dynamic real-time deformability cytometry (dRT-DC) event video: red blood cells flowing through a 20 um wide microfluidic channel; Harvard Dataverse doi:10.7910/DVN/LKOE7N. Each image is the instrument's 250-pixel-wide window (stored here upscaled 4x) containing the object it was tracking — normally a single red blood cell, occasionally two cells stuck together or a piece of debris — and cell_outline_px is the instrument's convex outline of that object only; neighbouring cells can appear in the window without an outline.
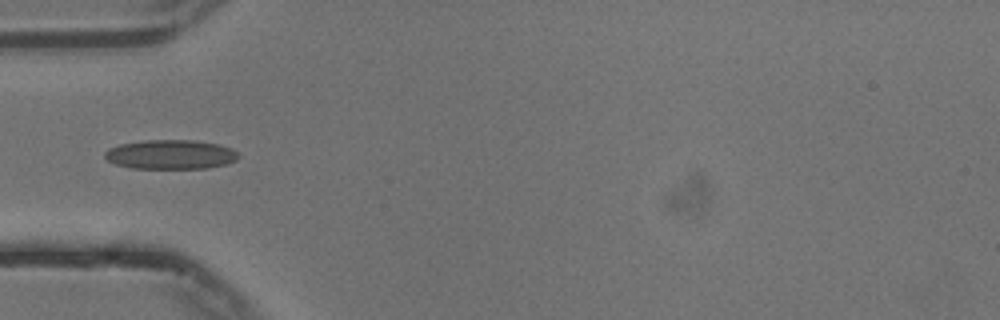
{"species": "common noctule bat (a hibernating species)", "species_latin": "Nyctalus noctula", "temperature_condition": "cold", "stored_images_in_passage": 15, "camera_frame_rate_fps": 3000, "um_per_image_px": 0.085, "animal": {"sex": "male", "body_mass_g": 13.3}, "frame": {"image": 1, "passage_image": 1, "time_ms": 0.0, "image_size_px": [1000, 320], "cell_outline_px": [[240, 156], [236, 160], [228, 164], [208, 168], [132, 168], [116, 164], [108, 160], [104, 156], [104, 152], [108, 148], [120, 144], [144, 140], [192, 140], [220, 144], [232, 148]], "centroid_in_image_um": [14.52, 13.13], "position_along_channel_um": 70.5, "area_um2": 22.95}}
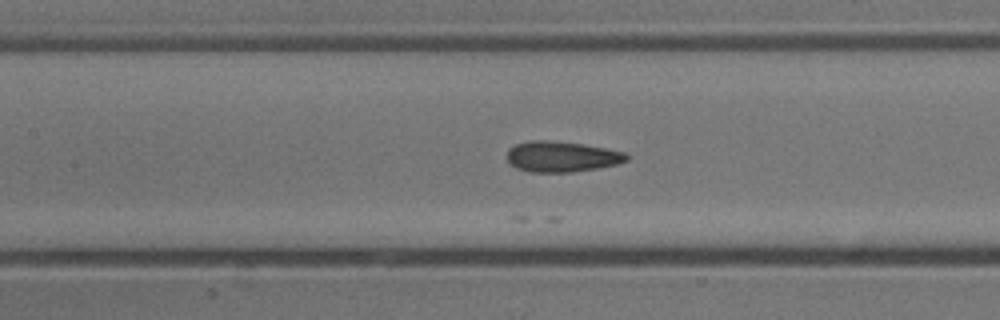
{"frame": {"image": 2, "passage_image": 8, "time_ms": 2.333, "image_size_px": [1000, 320], "cell_outline_px": [[628, 160], [616, 164], [596, 168], [572, 172], [528, 172], [516, 168], [508, 164], [508, 148], [516, 144], [532, 140], [548, 140], [584, 144], [624, 152], [628, 156]], "centroid_in_image_um": [47.7, 13.31], "position_along_channel_um": 159.7, "area_um2": 21.33}}
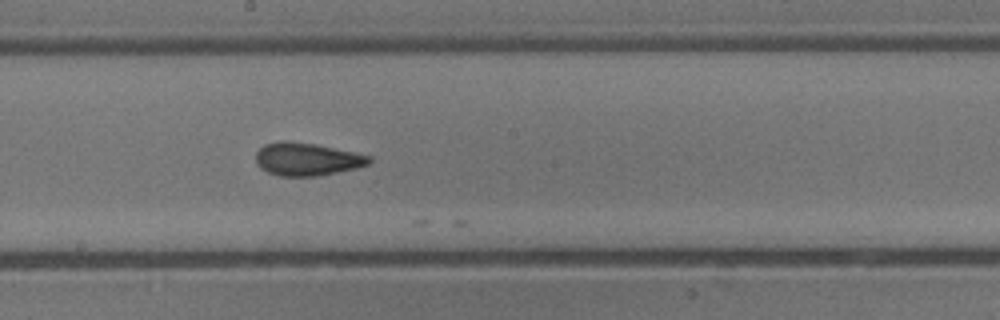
{"frame": {"image": 3, "passage_image": 13, "time_ms": 4.0, "image_size_px": [1000, 320], "cell_outline_px": [[372, 160], [368, 164], [356, 168], [316, 176], [280, 176], [268, 172], [260, 168], [256, 164], [256, 152], [264, 144], [280, 140], [288, 140], [316, 144], [372, 156]], "centroid_in_image_um": [26.06, 13.52], "position_along_channel_um": 222.1, "area_um2": 21.79}}